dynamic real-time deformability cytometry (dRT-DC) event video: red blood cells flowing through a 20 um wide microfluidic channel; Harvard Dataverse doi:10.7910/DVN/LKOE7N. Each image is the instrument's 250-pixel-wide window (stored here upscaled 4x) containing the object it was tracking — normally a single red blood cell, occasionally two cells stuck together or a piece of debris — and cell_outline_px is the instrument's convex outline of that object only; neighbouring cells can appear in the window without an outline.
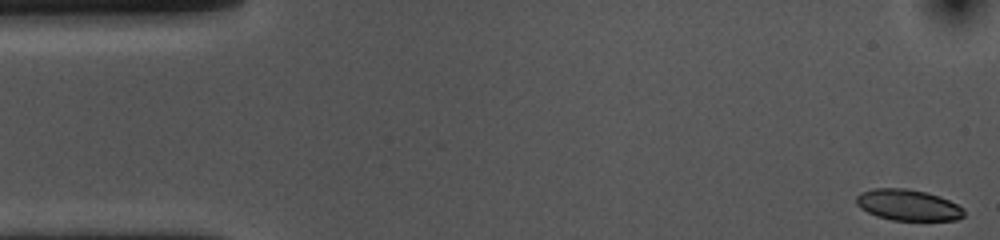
{"species": "common noctule bat (a hibernating species)", "species_latin": "Nyctalus noctula", "temperature_condition": "cold", "stored_images_in_passage": 55, "camera_frame_rate_fps": 3000, "um_per_image_px": 0.085, "animal": {"sex": "female", "body_mass_g": 10.0, "forearm_length_mm": 53.1}, "frame": {"image": 1, "passage_image": 1, "time_ms": 0.0, "image_size_px": [1000, 240], "cell_outline_px": [[964, 216], [956, 220], [892, 220], [876, 216], [860, 208], [856, 204], [856, 196], [860, 192], [872, 188], [908, 188], [928, 192], [940, 196], [964, 208]], "centroid_in_image_um": [77.16, 17.41], "position_along_channel_um": 7.8, "area_um2": 19.71}}
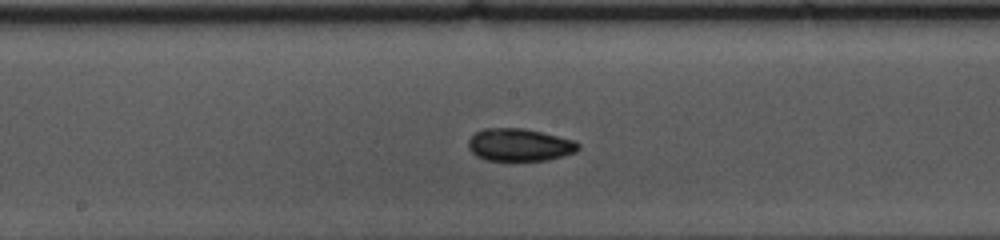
{"frame": {"image": 2, "passage_image": 27, "time_ms": 8.667, "image_size_px": [1000, 240], "cell_outline_px": [[580, 148], [576, 152], [564, 156], [548, 160], [484, 160], [476, 156], [468, 148], [468, 140], [476, 132], [484, 128], [524, 128], [576, 140], [580, 144]], "centroid_in_image_um": [44.18, 12.31], "position_along_channel_um": 204.0, "area_um2": 21.04}}
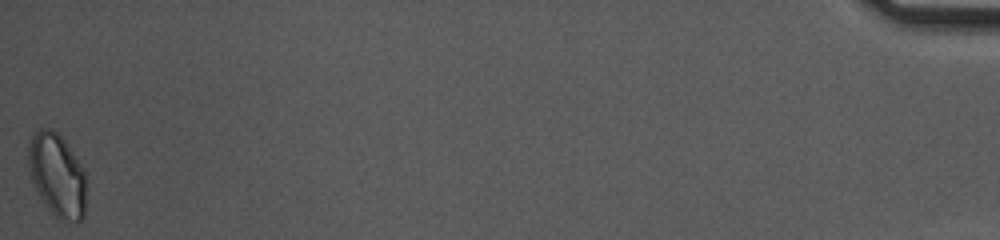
{"frame": {"image": 3, "passage_image": 55, "time_ms": 18.0, "image_size_px": [1000, 240], "cell_outline_px": [[88, 180], [84, 220], [60, 220], [44, 204], [28, 172], [28, 148], [32, 132], [40, 128], [52, 128], [64, 140], [80, 164]], "centroid_in_image_um": [4.87, 14.88], "position_along_channel_um": 430.3, "area_um2": 28.38}, "authors_computed_cell_mechanics": {"area_um2": 20.519, "velocity_mm_per_s": 3.5478, "shape_relaxation_time_tau1_ms": 3.9562, "shape_relaxation_time_tau2_ms": 7.7972, "deformation_change_tau1": 0.087, "deformation_change_tau2": 0.1019}}